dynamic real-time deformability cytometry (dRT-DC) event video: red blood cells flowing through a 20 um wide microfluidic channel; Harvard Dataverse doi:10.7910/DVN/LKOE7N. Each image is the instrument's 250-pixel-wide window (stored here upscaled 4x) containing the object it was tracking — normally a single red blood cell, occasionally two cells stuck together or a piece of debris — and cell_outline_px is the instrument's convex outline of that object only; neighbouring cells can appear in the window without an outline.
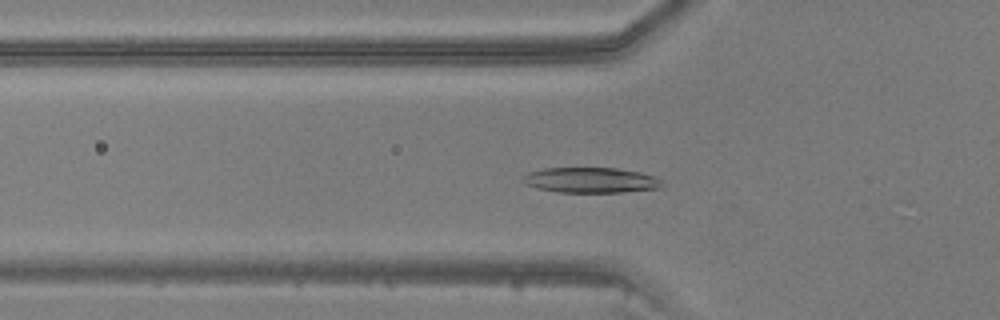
{"species": "common noctule bat (a hibernating species)", "species_latin": "Nyctalus noctula", "temperature_condition": "warm", "stored_images_in_passage": 40, "camera_frame_rate_fps": 3000, "um_per_image_px": 0.085, "animal": {"sex": "male", "body_mass_g": 20.5, "forearm_length_mm": 52.5}, "frame": {"image": 1, "passage_image": 9, "time_ms": 2.667, "image_size_px": [1000, 320], "cell_outline_px": [[660, 188], [624, 192], [556, 192], [536, 188], [528, 184], [524, 180], [524, 176], [528, 172], [544, 168], [616, 168], [640, 172], [656, 176], [660, 180]], "centroid_in_image_um": [50.23, 15.31], "position_along_channel_um": 75.6, "area_um2": 20.4}}
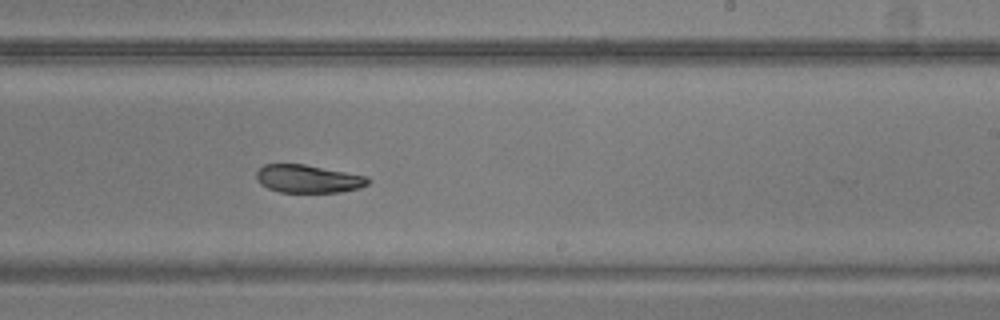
{"frame": {"image": 2, "passage_image": 22, "time_ms": 7.0, "image_size_px": [1000, 320], "cell_outline_px": [[372, 180], [368, 184], [360, 188], [340, 192], [280, 192], [268, 188], [260, 184], [256, 176], [256, 172], [264, 164], [304, 164], [368, 176]], "centroid_in_image_um": [26.22, 15.2], "position_along_channel_um": 262.8, "area_um2": 18.26}}
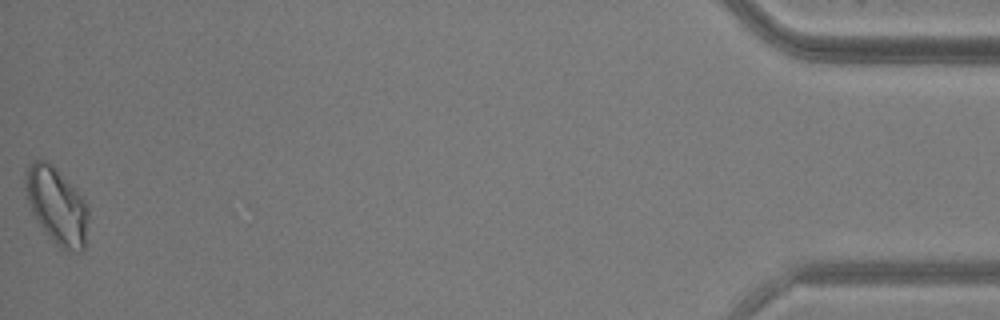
{"frame": {"image": 3, "passage_image": 40, "time_ms": 13.0, "image_size_px": [1000, 320], "cell_outline_px": [[88, 220], [84, 252], [64, 252], [56, 244], [40, 224], [32, 212], [28, 200], [24, 184], [28, 168], [32, 160], [44, 160], [52, 164], [84, 200], [88, 208]], "centroid_in_image_um": [4.85, 17.53], "position_along_channel_um": 430.4, "area_um2": 27.69}}